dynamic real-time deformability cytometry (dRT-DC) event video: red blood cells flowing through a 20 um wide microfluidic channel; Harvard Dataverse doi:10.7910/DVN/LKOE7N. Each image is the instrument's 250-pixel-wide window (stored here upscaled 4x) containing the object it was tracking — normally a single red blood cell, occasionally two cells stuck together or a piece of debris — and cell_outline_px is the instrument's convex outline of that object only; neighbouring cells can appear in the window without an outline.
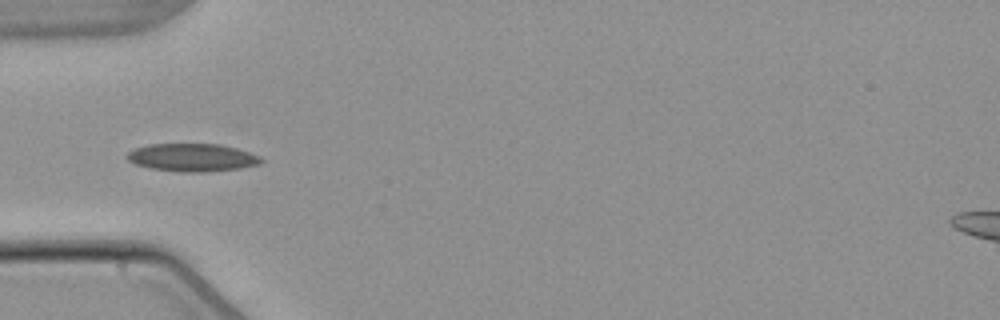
{"species": "common noctule bat (a hibernating species)", "species_latin": "Nyctalus noctula", "temperature_condition": "warm", "stored_images_in_passage": 5, "camera_frame_rate_fps": 3000, "um_per_image_px": 0.085, "animal": {"sex": "male", "body_mass_g": 21.5, "forearm_length_mm": 52.0}, "frame": {"image": 1, "passage_image": 4, "time_ms": 3.667, "image_size_px": [1000, 320], "cell_outline_px": [[264, 160], [260, 164], [240, 168], [204, 172], [180, 172], [148, 168], [136, 164], [128, 160], [124, 156], [128, 152], [136, 148], [148, 144], [220, 144], [236, 148], [260, 156]], "centroid_in_image_um": [16.32, 13.39], "position_along_channel_um": 68.7, "area_um2": 21.85}}
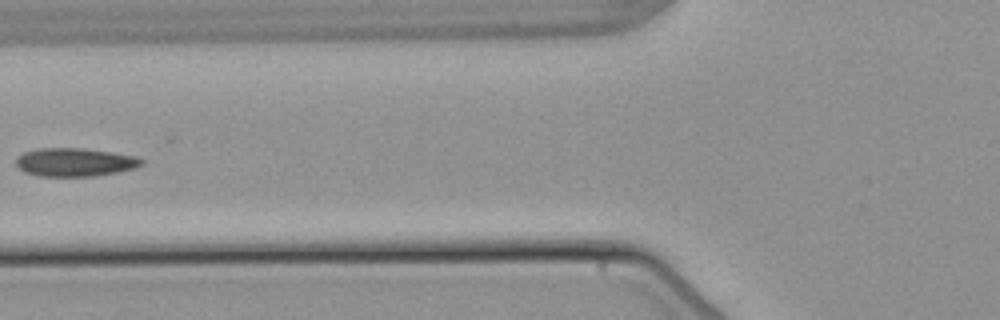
{"frame": {"image": 2, "passage_image": 5, "time_ms": 5.0, "image_size_px": [1000, 320], "cell_outline_px": [[144, 164], [136, 168], [120, 172], [96, 176], [40, 176], [24, 172], [16, 164], [16, 156], [24, 152], [40, 148], [84, 148], [112, 152], [136, 156], [144, 160]], "centroid_in_image_um": [6.4, 13.79], "position_along_channel_um": 119.4, "area_um2": 20.98}}